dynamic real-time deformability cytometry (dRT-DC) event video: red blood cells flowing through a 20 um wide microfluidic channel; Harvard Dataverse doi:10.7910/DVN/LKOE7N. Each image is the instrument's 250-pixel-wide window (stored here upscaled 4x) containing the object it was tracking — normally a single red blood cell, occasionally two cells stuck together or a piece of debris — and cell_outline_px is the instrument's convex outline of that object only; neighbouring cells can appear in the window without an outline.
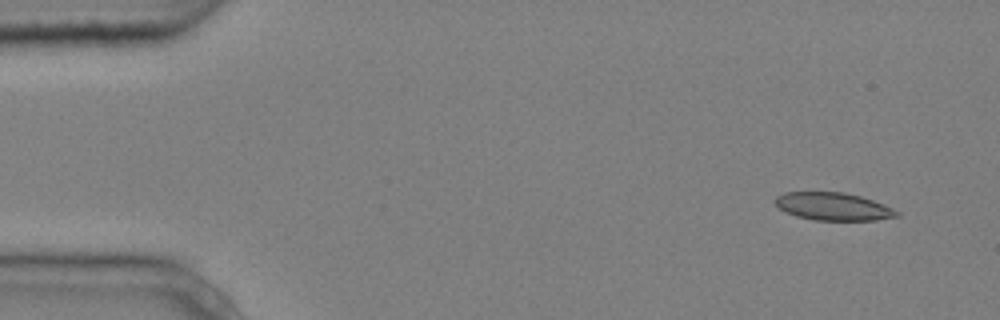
{"species": "common noctule bat (a hibernating species)", "species_latin": "Nyctalus noctula", "temperature_condition": "cold", "stored_images_in_passage": 4, "camera_frame_rate_fps": 3000, "um_per_image_px": 0.085, "animal": {"sex": "male", "body_mass_g": 20.4}, "frame": {"image": 1, "passage_image": 1, "time_ms": 0.0, "image_size_px": [1000, 320], "cell_outline_px": [[900, 216], [876, 220], [816, 220], [796, 216], [780, 208], [776, 204], [776, 196], [784, 192], [844, 192], [860, 196], [884, 204], [900, 212]], "centroid_in_image_um": [70.86, 17.55], "position_along_channel_um": 14.1, "area_um2": 19.54}}
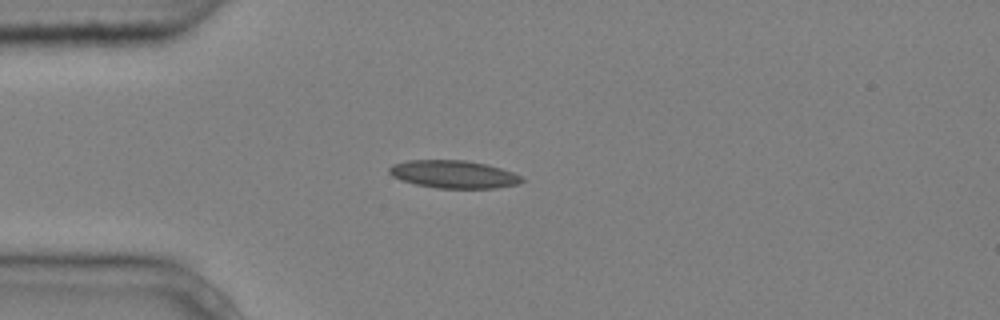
{"frame": {"image": 2, "passage_image": 4, "time_ms": 1.0, "image_size_px": [1000, 320], "cell_outline_px": [[524, 180], [516, 184], [496, 188], [436, 188], [416, 184], [400, 180], [392, 176], [388, 172], [388, 168], [392, 164], [408, 160], [464, 160], [484, 164], [500, 168], [512, 172], [520, 176]], "centroid_in_image_um": [38.5, 14.81], "position_along_channel_um": 46.5, "area_um2": 21.33}}